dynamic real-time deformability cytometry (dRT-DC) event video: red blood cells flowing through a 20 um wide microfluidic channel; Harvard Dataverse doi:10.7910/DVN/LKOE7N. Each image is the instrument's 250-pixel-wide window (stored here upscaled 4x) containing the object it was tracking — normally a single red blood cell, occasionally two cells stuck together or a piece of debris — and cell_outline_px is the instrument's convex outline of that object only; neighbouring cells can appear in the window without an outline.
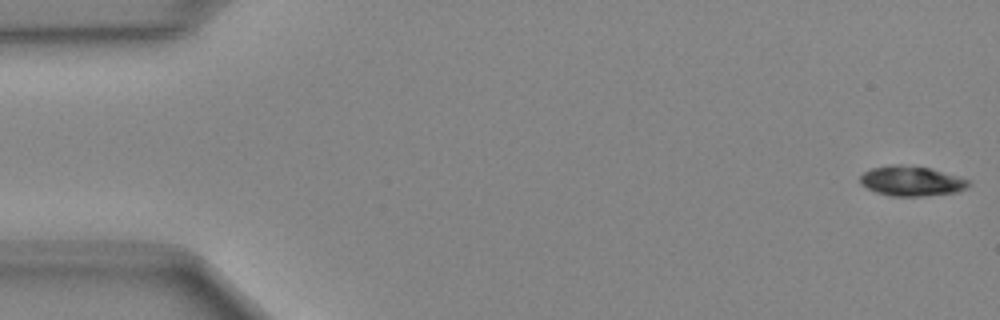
{"species": "Egyptian fruit bat (a non-hibernating species)", "species_latin": "Rousettus aegyptiacus", "temperature_condition": "cold", "stored_images_in_passage": 49, "camera_frame_rate_fps": 3000, "um_per_image_px": 0.085, "animal": {"sex": "female"}, "frame": {"image": 1, "passage_image": 1, "time_ms": 0.0, "image_size_px": [1000, 320], "cell_outline_px": [[972, 184], [968, 188], [956, 192], [924, 196], [888, 196], [876, 192], [860, 184], [860, 176], [864, 172], [872, 168], [892, 164], [900, 164], [928, 168], [960, 176], [972, 180]], "centroid_in_image_um": [77.52, 15.39], "position_along_channel_um": 7.5, "area_um2": 19.13}}
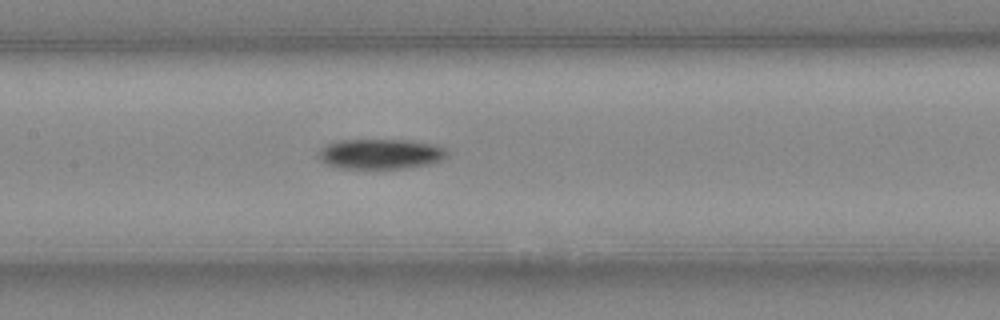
{"frame": {"image": 2, "passage_image": 23, "time_ms": 7.333, "image_size_px": [1000, 320], "cell_outline_px": [[448, 156], [440, 160], [428, 164], [408, 168], [340, 168], [328, 164], [320, 160], [320, 148], [328, 144], [340, 140], [412, 140], [432, 144], [444, 148], [448, 152]], "centroid_in_image_um": [32.37, 13.08], "position_along_channel_um": 175.0, "area_um2": 22.37}}
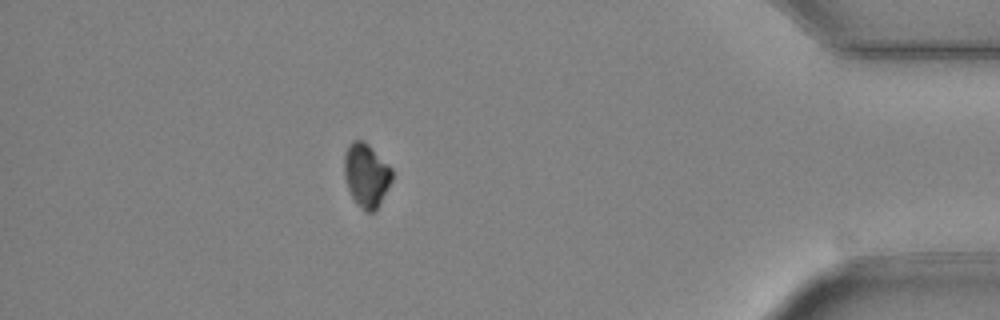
{"frame": {"image": 3, "passage_image": 43, "time_ms": 14.0, "image_size_px": [1000, 320], "cell_outline_px": [[392, 180], [376, 212], [368, 212], [356, 204], [348, 188], [344, 176], [344, 152], [348, 144], [352, 140], [364, 140], [392, 168]], "centroid_in_image_um": [31.13, 14.88], "position_along_channel_um": 404.1, "area_um2": 17.86}}